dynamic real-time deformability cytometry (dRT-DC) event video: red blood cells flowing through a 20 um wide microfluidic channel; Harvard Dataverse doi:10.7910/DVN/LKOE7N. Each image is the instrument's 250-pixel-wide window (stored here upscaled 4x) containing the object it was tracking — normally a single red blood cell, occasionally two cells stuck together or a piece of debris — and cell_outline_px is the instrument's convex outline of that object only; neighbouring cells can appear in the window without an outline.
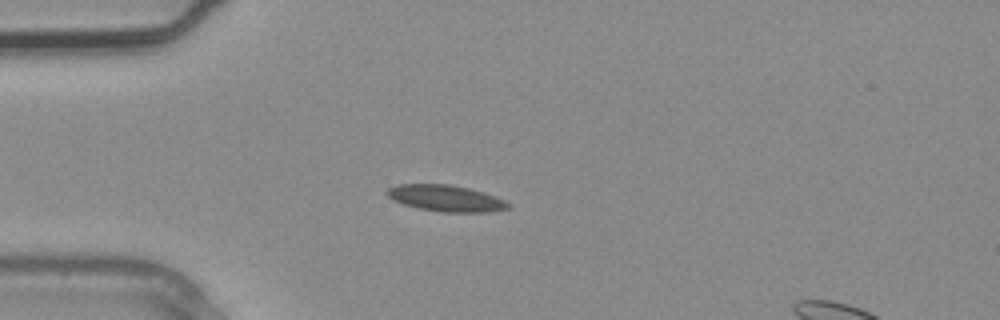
{"species": "common noctule bat (a hibernating species)", "species_latin": "Nyctalus noctula", "temperature_condition": "warm", "stored_images_in_passage": 1, "camera_frame_rate_fps": 3000, "um_per_image_px": 0.085, "animal": {"sex": "male", "body_mass_g": 20.4}, "frame": {"image": 1, "passage_image": 1, "time_ms": 0.0, "image_size_px": [1000, 320], "cell_outline_px": [[512, 204], [508, 208], [492, 212], [440, 212], [420, 208], [404, 204], [392, 200], [384, 192], [388, 188], [396, 184], [452, 184], [484, 192], [504, 200]], "centroid_in_image_um": [37.89, 16.85], "position_along_channel_um": 47.1, "area_um2": 18.73}}